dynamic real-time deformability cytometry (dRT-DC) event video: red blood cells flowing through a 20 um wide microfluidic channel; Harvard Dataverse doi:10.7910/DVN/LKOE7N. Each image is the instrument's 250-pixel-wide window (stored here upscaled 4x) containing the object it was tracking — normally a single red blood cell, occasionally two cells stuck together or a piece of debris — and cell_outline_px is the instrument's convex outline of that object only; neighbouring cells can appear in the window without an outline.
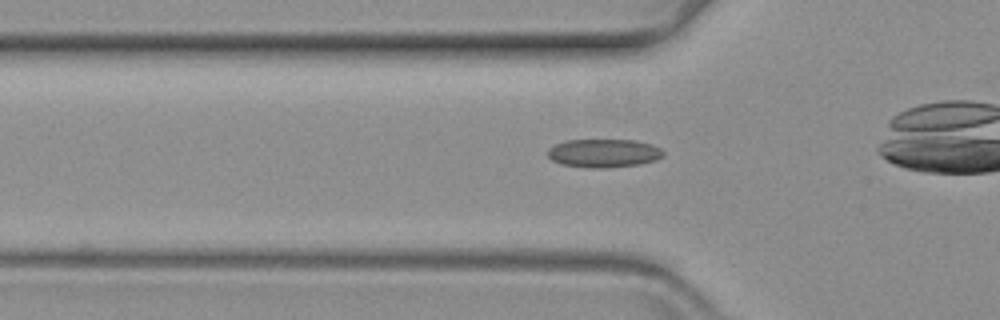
{"species": "common noctule bat (a hibernating species)", "species_latin": "Nyctalus noctula", "temperature_condition": "warm", "stored_images_in_passage": 34, "camera_frame_rate_fps": 3000, "um_per_image_px": 0.085, "animal": {"sex": "female", "body_mass_g": 19.3, "forearm_length_mm": 54.1}, "frame": {"image": 1, "passage_image": 6, "time_ms": 1.667, "image_size_px": [1000, 320], "cell_outline_px": [[664, 156], [656, 160], [640, 164], [604, 168], [588, 168], [560, 164], [552, 160], [548, 156], [548, 148], [564, 140], [636, 140], [652, 144], [660, 148], [664, 152]], "centroid_in_image_um": [51.32, 13.02], "position_along_channel_um": 74.5, "area_um2": 19.31}}
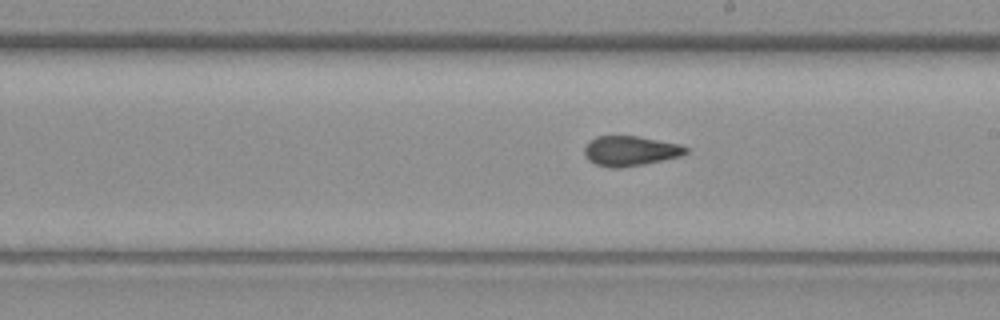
{"frame": {"image": 2, "passage_image": 20, "time_ms": 6.333, "image_size_px": [1000, 320], "cell_outline_px": [[688, 152], [680, 156], [644, 164], [620, 168], [608, 168], [596, 164], [588, 160], [584, 152], [584, 148], [596, 136], [636, 136], [680, 144], [688, 148]], "centroid_in_image_um": [53.57, 12.84], "position_along_channel_um": 235.4, "area_um2": 17.57}}
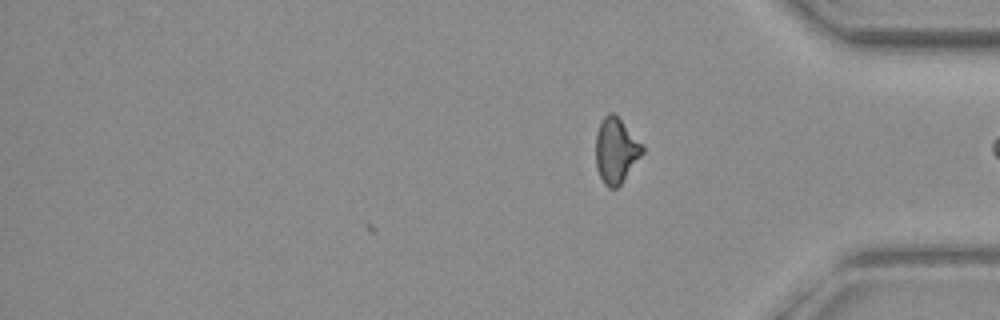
{"frame": {"image": 3, "passage_image": 34, "time_ms": 11.0, "image_size_px": [1000, 320], "cell_outline_px": [[644, 152], [620, 184], [616, 188], [608, 188], [604, 184], [596, 168], [596, 132], [600, 120], [608, 112], [612, 112], [644, 144]], "centroid_in_image_um": [52.35, 12.78], "position_along_channel_um": 382.9, "area_um2": 17.74}}